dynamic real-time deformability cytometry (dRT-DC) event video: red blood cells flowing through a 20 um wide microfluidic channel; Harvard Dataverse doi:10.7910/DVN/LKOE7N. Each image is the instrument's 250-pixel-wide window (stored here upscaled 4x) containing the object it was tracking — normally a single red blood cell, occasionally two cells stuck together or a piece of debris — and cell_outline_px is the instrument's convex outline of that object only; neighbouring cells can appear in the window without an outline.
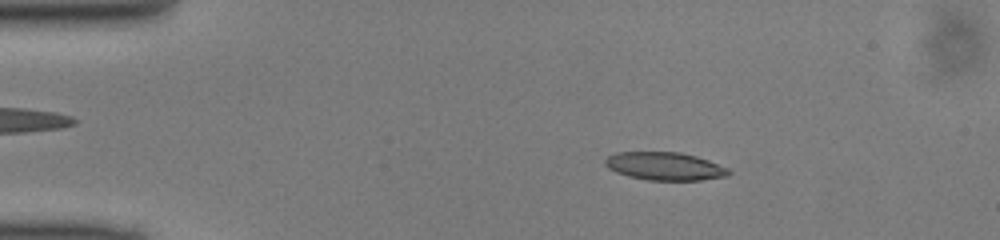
{"species": "common noctule bat (a hibernating species)", "species_latin": "Nyctalus noctula", "temperature_condition": "cold", "stored_images_in_passage": 48, "camera_frame_rate_fps": 3000, "um_per_image_px": 0.085, "animal": {"sex": "male", "body_mass_g": 13.0, "forearm_length_mm": 53.1}, "frame": {"image": 1, "passage_image": 8, "time_ms": 2.333, "image_size_px": [1000, 240], "cell_outline_px": [[732, 172], [728, 176], [700, 180], [648, 180], [628, 176], [616, 172], [608, 168], [604, 164], [604, 160], [608, 156], [616, 152], [680, 152], [696, 156], [708, 160], [728, 168]], "centroid_in_image_um": [56.5, 14.13], "position_along_channel_um": 28.5, "area_um2": 20.23}}
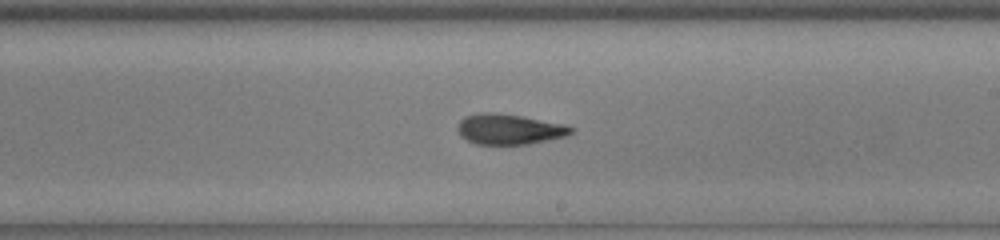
{"frame": {"image": 2, "passage_image": 28, "time_ms": 9.0, "image_size_px": [1000, 240], "cell_outline_px": [[576, 128], [572, 132], [564, 136], [528, 144], [476, 144], [460, 136], [456, 128], [460, 120], [464, 116], [484, 112], [492, 112], [520, 116], [564, 124]], "centroid_in_image_um": [43.25, 10.98], "position_along_channel_um": 245.8, "area_um2": 19.94}}
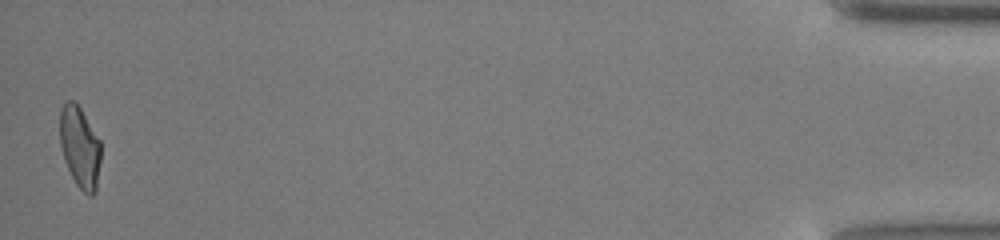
{"frame": {"image": 3, "passage_image": 48, "time_ms": 15.667, "image_size_px": [1000, 240], "cell_outline_px": [[100, 160], [96, 192], [92, 196], [88, 196], [76, 184], [64, 160], [60, 144], [60, 108], [68, 100], [72, 100], [80, 108], [100, 140]], "centroid_in_image_um": [6.79, 12.53], "position_along_channel_um": 428.4, "area_um2": 19.31}}